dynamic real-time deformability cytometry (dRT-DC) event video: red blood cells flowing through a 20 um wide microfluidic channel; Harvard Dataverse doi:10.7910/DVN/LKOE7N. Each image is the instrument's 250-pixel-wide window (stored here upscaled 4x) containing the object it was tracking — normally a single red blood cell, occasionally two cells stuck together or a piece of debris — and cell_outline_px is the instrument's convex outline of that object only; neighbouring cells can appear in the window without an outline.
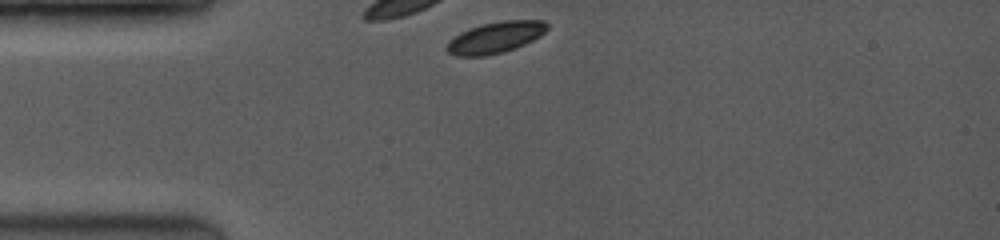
{"species": "common noctule bat (a hibernating species)", "species_latin": "Nyctalus noctula", "temperature_condition": "room temperature", "stored_images_in_passage": 4, "camera_frame_rate_fps": 3500, "um_per_image_px": 0.085, "animal": {"sex": "female", "body_mass_g": 19.0, "forearm_length_mm": 53.3}, "frame": {"image": 1, "passage_image": 1, "time_ms": 0.0, "image_size_px": [1000, 240], "cell_outline_px": [[548, 28], [540, 36], [516, 48], [504, 52], [484, 56], [456, 56], [448, 52], [444, 48], [448, 40], [460, 32], [468, 28], [484, 24], [504, 20], [544, 20], [548, 24]], "centroid_in_image_um": [42.08, 3.19], "position_along_channel_um": 42.9, "area_um2": 18.44}}